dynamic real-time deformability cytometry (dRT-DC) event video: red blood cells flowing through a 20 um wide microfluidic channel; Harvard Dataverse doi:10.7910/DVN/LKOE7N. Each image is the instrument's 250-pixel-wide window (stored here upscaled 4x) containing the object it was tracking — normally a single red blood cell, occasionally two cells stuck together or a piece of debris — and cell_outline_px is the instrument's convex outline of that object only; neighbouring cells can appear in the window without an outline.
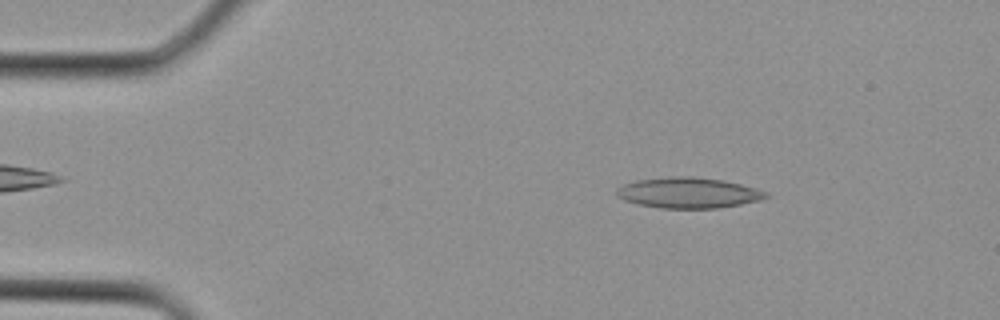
{"species": "Egyptian fruit bat (a non-hibernating species)", "species_latin": "Rousettus aegyptiacus", "temperature_condition": "cold", "stored_images_in_passage": 3, "camera_frame_rate_fps": 3000, "um_per_image_px": 0.085, "animal": {"sex": "female"}, "frame": {"image": 1, "passage_image": 2, "time_ms": 0.333, "image_size_px": [1000, 320], "cell_outline_px": [[772, 196], [764, 200], [716, 208], [660, 208], [640, 204], [624, 200], [616, 196], [616, 188], [624, 184], [636, 180], [668, 176], [692, 176], [724, 180], [756, 188], [768, 192]], "centroid_in_image_um": [58.55, 16.38], "position_along_channel_um": 26.5, "area_um2": 26.93}}